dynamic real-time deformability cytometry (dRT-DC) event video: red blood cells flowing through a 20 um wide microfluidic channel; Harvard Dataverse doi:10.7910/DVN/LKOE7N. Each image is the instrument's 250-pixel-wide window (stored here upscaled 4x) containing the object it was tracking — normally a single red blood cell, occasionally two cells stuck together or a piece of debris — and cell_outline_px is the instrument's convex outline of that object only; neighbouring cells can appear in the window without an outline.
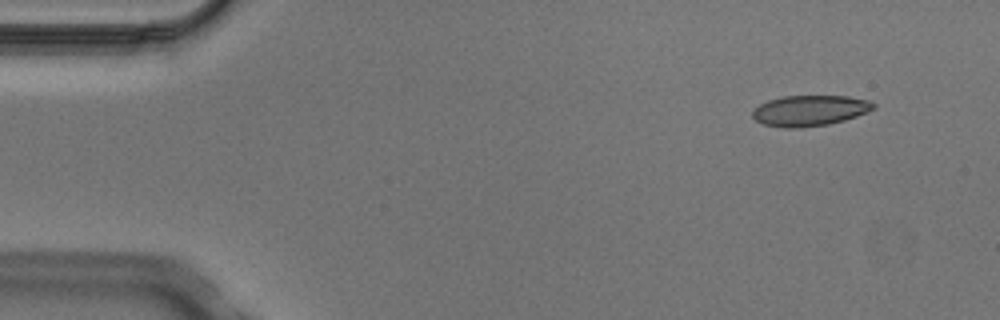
{"species": "Egyptian fruit bat (a non-hibernating species)", "species_latin": "Rousettus aegyptiacus", "temperature_condition": "cold", "stored_images_in_passage": 5, "camera_frame_rate_fps": 3000, "um_per_image_px": 0.085, "animal": {"sex": "male"}, "frame": {"image": 1, "passage_image": 1, "time_ms": 0.0, "image_size_px": [1000, 320], "cell_outline_px": [[876, 108], [856, 116], [844, 120], [828, 124], [800, 128], [784, 128], [764, 124], [756, 120], [752, 116], [752, 112], [760, 104], [768, 100], [784, 96], [848, 96], [868, 100], [876, 104]], "centroid_in_image_um": [68.84, 9.4], "position_along_channel_um": 16.2, "area_um2": 21.56}}
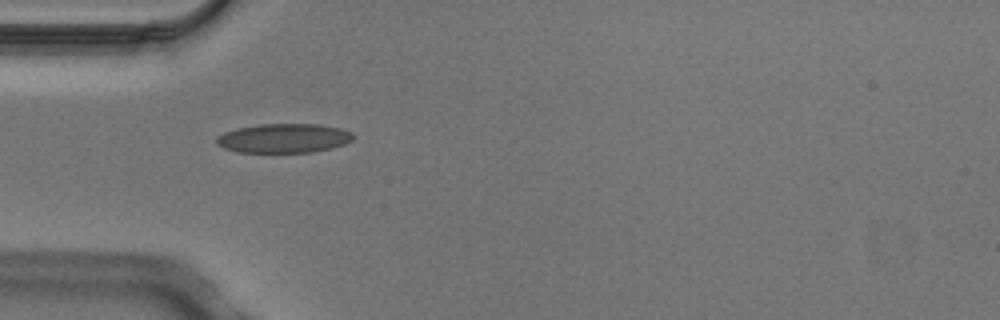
{"frame": {"image": 2, "passage_image": 4, "time_ms": 1.0, "image_size_px": [1000, 320], "cell_outline_px": [[352, 140], [344, 144], [332, 148], [312, 152], [236, 152], [224, 148], [216, 144], [216, 136], [224, 132], [240, 128], [260, 124], [320, 124], [340, 128], [352, 132]], "centroid_in_image_um": [24.11, 11.75], "position_along_channel_um": 60.9, "area_um2": 23.24}}
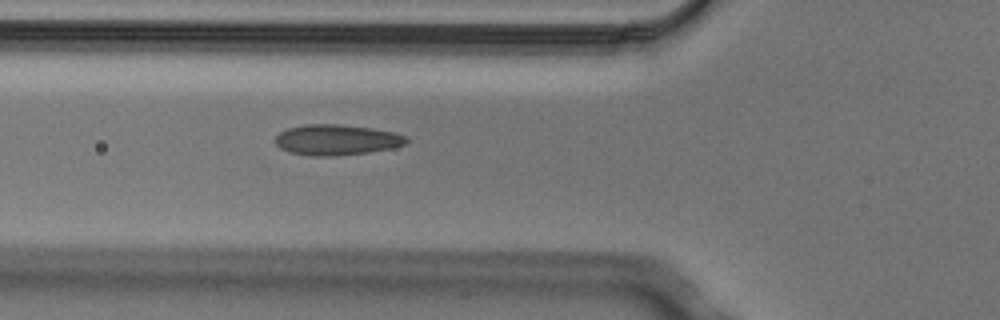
{"frame": {"image": 3, "passage_image": 5, "time_ms": 1.333, "image_size_px": [1000, 320], "cell_outline_px": [[408, 140], [404, 144], [392, 148], [368, 152], [332, 156], [308, 156], [288, 152], [280, 148], [276, 144], [276, 136], [280, 132], [288, 128], [304, 124], [340, 124], [372, 128], [392, 132], [404, 136]], "centroid_in_image_um": [28.56, 11.89], "position_along_channel_um": 97.2, "area_um2": 23.29}}